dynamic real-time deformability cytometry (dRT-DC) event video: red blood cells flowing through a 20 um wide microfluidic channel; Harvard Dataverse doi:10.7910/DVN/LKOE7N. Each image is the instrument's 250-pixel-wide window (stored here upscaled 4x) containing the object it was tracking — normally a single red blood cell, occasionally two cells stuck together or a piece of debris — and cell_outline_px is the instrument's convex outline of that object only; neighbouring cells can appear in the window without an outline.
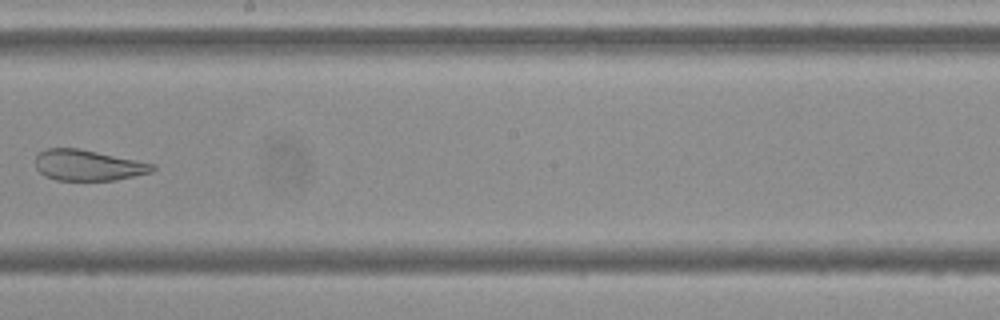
{"species": "Egyptian fruit bat (a non-hibernating species)", "species_latin": "Rousettus aegyptiacus", "temperature_condition": "cold", "stored_images_in_passage": 10, "camera_frame_rate_fps": 3000, "um_per_image_px": 0.085, "frame": {"image": 1, "passage_image": 9, "time_ms": 10.333, "image_size_px": [1000, 320], "cell_outline_px": [[156, 168], [152, 172], [116, 180], [56, 180], [44, 176], [36, 168], [36, 156], [40, 152], [48, 148], [80, 148], [156, 164]], "centroid_in_image_um": [7.5, 14.04], "position_along_channel_um": 240.7, "area_um2": 21.1}}
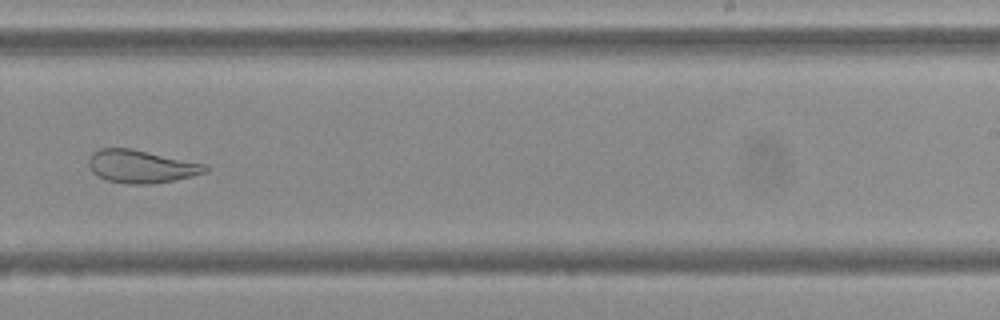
{"frame": {"image": 2, "passage_image": 10, "time_ms": 11.333, "image_size_px": [1000, 320], "cell_outline_px": [[208, 168], [204, 172], [192, 176], [152, 184], [128, 184], [108, 180], [92, 172], [88, 164], [88, 160], [92, 152], [100, 148], [132, 148], [208, 164]], "centroid_in_image_um": [12.0, 14.13], "position_along_channel_um": 277.0, "area_um2": 22.37}}